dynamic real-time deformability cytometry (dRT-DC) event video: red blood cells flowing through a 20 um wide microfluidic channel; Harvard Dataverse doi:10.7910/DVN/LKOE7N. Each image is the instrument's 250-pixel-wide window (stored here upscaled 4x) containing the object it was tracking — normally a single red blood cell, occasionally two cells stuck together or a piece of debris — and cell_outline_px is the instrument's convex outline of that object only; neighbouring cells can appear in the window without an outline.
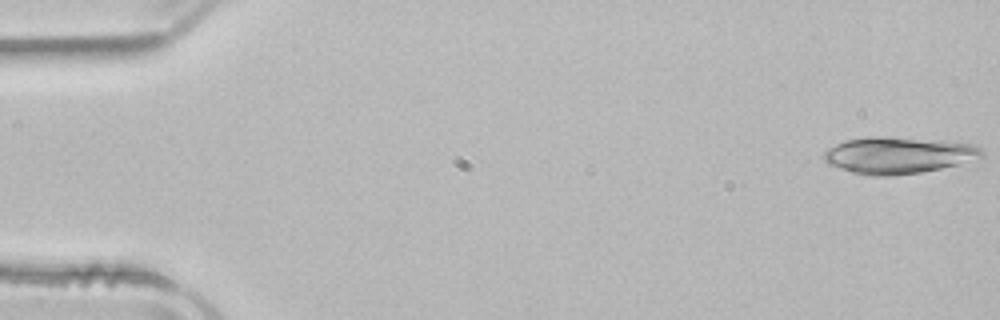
{"species": "common noctule bat (a hibernating species)", "species_latin": "Nyctalus noctula", "temperature_condition": "room temperature", "stored_images_in_passage": 50, "camera_frame_rate_fps": 3000, "um_per_image_px": 0.085, "animal": {"sex": "male", "body_mass_g": 21.5, "forearm_length_mm": 52.0}, "frame": {"image": 1, "passage_image": 1, "time_ms": 0.0, "image_size_px": [1000, 320], "cell_outline_px": [[984, 156], [980, 160], [920, 172], [892, 176], [868, 176], [852, 172], [828, 164], [824, 160], [824, 152], [828, 148], [844, 140], [872, 136], [888, 136], [944, 140], [972, 144], [984, 148]], "centroid_in_image_um": [76.42, 13.18], "position_along_channel_um": 8.6, "area_um2": 34.33}}